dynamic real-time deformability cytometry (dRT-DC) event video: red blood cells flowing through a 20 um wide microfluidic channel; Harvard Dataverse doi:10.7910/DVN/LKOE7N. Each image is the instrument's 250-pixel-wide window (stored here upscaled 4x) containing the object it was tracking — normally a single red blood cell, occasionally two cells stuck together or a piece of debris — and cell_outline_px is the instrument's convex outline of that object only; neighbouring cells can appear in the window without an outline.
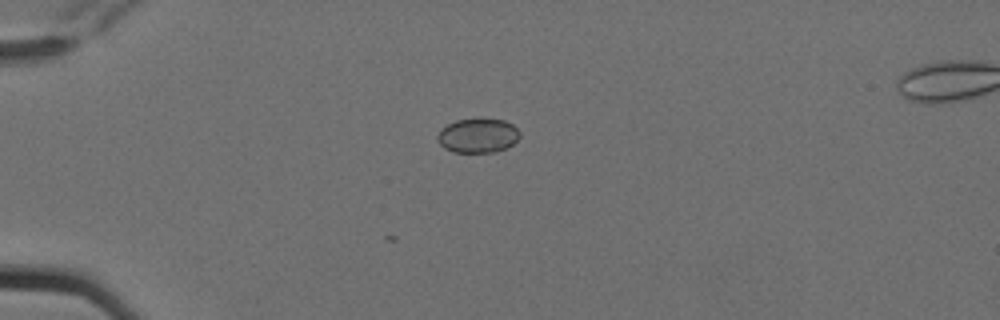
{"species": "Egyptian fruit bat (a non-hibernating species)", "species_latin": "Rousettus aegyptiacus", "temperature_condition": "cold", "stored_images_in_passage": 6, "camera_frame_rate_fps": 3000, "um_per_image_px": 0.085, "animal": {"sex": "female"}, "frame": {"image": 1, "passage_image": 4, "time_ms": 1.0, "image_size_px": [1000, 320], "cell_outline_px": [[520, 136], [512, 144], [496, 152], [452, 152], [444, 148], [436, 140], [436, 136], [440, 128], [456, 120], [480, 116], [504, 120], [512, 124], [520, 132]], "centroid_in_image_um": [40.58, 11.48], "position_along_channel_um": 44.4, "area_um2": 16.99}}
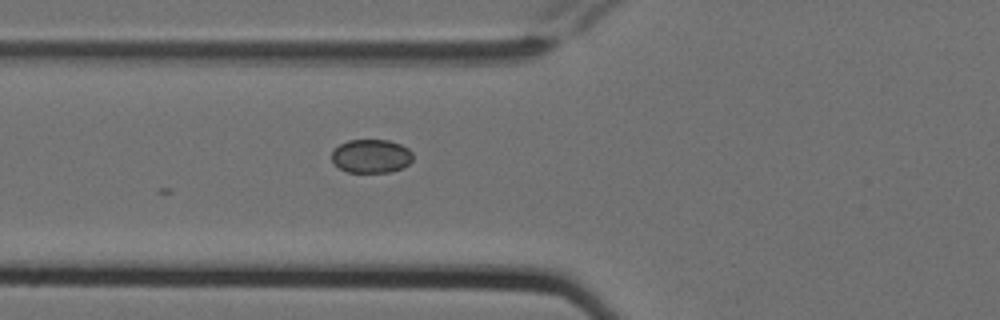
{"frame": {"image": 2, "passage_image": 6, "time_ms": 1.667, "image_size_px": [1000, 320], "cell_outline_px": [[412, 160], [408, 164], [392, 172], [348, 172], [340, 168], [332, 160], [332, 152], [340, 144], [348, 140], [388, 140], [400, 144], [408, 148], [412, 152]], "centroid_in_image_um": [31.56, 13.26], "position_along_channel_um": 94.2, "area_um2": 15.78}}